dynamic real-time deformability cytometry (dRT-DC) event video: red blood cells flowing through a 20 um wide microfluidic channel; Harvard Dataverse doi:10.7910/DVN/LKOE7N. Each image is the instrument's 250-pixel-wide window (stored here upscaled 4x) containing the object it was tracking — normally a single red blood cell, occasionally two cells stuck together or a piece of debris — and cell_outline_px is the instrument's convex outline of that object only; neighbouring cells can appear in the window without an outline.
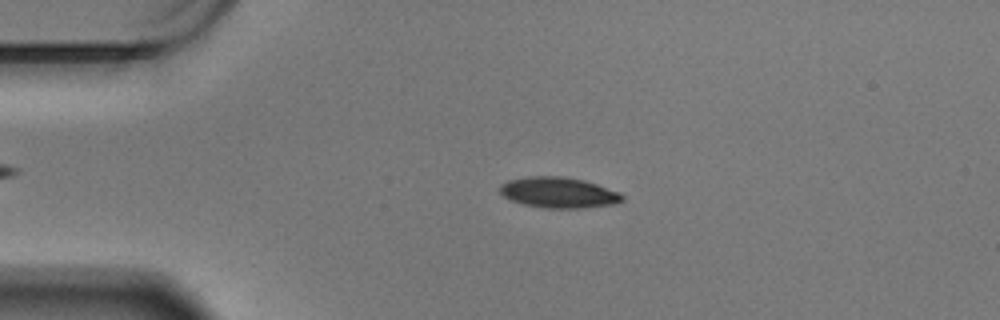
{"species": "Egyptian fruit bat (a non-hibernating species)", "species_latin": "Rousettus aegyptiacus", "temperature_condition": "warm", "stored_images_in_passage": 52, "camera_frame_rate_fps": 3000, "um_per_image_px": 0.085, "animal": {"sex": "male"}, "frame": {"image": 1, "passage_image": 13, "time_ms": 4.0, "image_size_px": [1000, 320], "cell_outline_px": [[624, 200], [616, 204], [580, 208], [548, 208], [524, 204], [512, 200], [504, 196], [500, 192], [500, 184], [508, 180], [528, 176], [560, 176], [584, 180], [620, 192], [624, 196]], "centroid_in_image_um": [47.5, 16.36], "position_along_channel_um": 37.5, "area_um2": 21.85}}
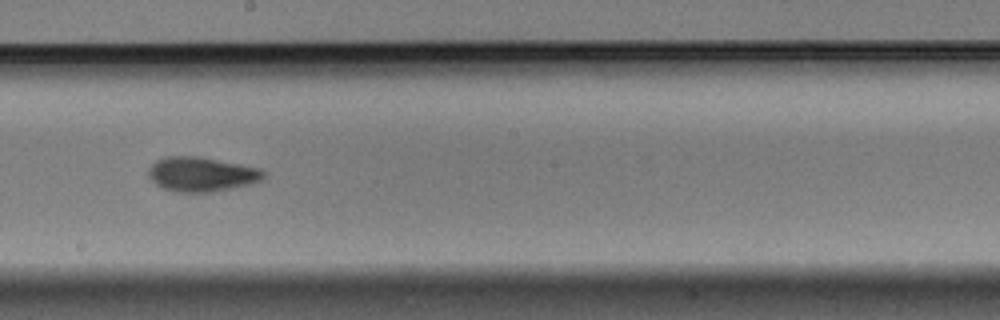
{"frame": {"image": 2, "passage_image": 33, "time_ms": 10.667, "image_size_px": [1000, 320], "cell_outline_px": [[264, 176], [260, 180], [248, 184], [232, 188], [212, 192], [176, 192], [160, 188], [148, 176], [148, 168], [156, 160], [168, 156], [200, 156], [260, 168], [264, 172]], "centroid_in_image_um": [17.08, 14.81], "position_along_channel_um": 231.1, "area_um2": 23.18}}
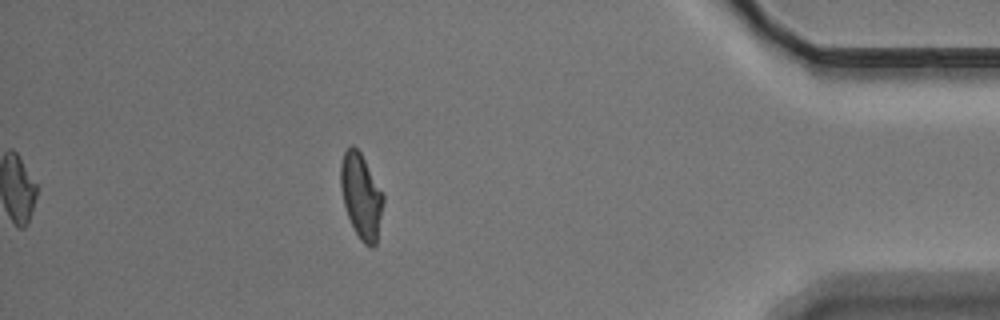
{"frame": {"image": 3, "passage_image": 52, "time_ms": 17.0, "image_size_px": [1000, 320], "cell_outline_px": [[384, 200], [376, 244], [372, 248], [364, 244], [360, 240], [348, 216], [344, 204], [340, 188], [340, 164], [344, 152], [352, 144], [360, 152], [384, 192]], "centroid_in_image_um": [30.71, 16.65], "position_along_channel_um": 404.5, "area_um2": 21.15}, "authors_computed_cell_mechanics": {"area_um2": 21.3571, "velocity_mm_per_s": 3.4221, "shape_relaxation_time_tau1_ms": 3.1308, "shape_relaxation_time_tau2_ms": 2.2775, "deformation_change_tau1": 0.1407, "deformation_change_tau2": 0.0694}}